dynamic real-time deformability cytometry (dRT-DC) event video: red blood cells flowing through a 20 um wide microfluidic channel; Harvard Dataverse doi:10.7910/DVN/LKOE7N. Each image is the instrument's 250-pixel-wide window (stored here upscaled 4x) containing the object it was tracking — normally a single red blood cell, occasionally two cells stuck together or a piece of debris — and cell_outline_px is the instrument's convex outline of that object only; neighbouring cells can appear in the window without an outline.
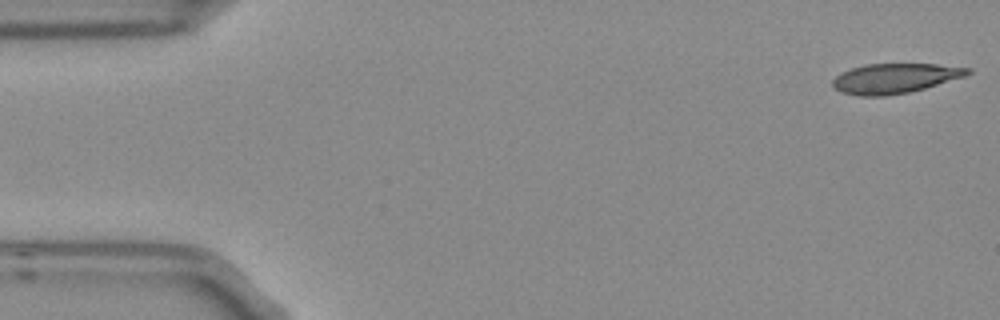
{"species": "Egyptian fruit bat (a non-hibernating species)", "species_latin": "Rousettus aegyptiacus", "temperature_condition": "room temperature", "stored_images_in_passage": 5, "segment_of_instrument_passage": [1, 2], "camera_frame_rate_fps": 3000, "um_per_image_px": 0.085, "frame": {"image": 1, "passage_image": 1, "time_ms": 0.0, "image_size_px": [1000, 320], "cell_outline_px": [[972, 72], [964, 76], [924, 88], [908, 92], [884, 96], [860, 96], [840, 92], [832, 84], [832, 80], [836, 76], [852, 68], [864, 64], [936, 64], [972, 68]], "centroid_in_image_um": [76.05, 6.65], "position_along_channel_um": 8.9, "area_um2": 23.24}}
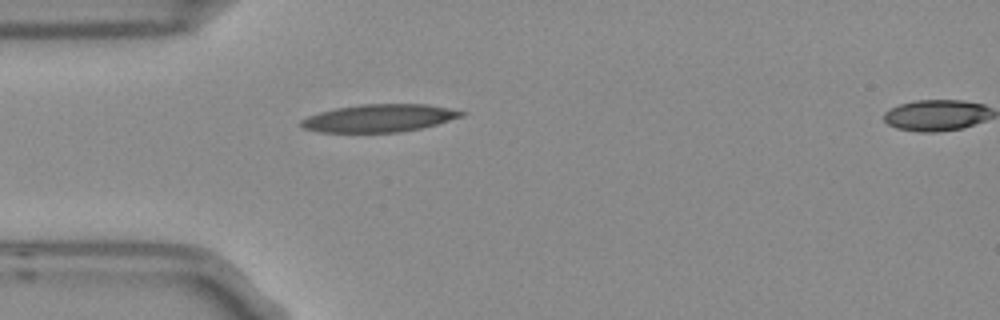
{"frame": {"image": 2, "passage_image": 4, "time_ms": 1.0, "image_size_px": [1000, 320], "cell_outline_px": [[468, 112], [464, 116], [436, 124], [420, 128], [400, 132], [320, 132], [304, 128], [300, 124], [300, 120], [308, 116], [320, 112], [336, 108], [360, 104], [428, 104]], "centroid_in_image_um": [32.25, 10.03], "position_along_channel_um": 52.7, "area_um2": 25.78}}